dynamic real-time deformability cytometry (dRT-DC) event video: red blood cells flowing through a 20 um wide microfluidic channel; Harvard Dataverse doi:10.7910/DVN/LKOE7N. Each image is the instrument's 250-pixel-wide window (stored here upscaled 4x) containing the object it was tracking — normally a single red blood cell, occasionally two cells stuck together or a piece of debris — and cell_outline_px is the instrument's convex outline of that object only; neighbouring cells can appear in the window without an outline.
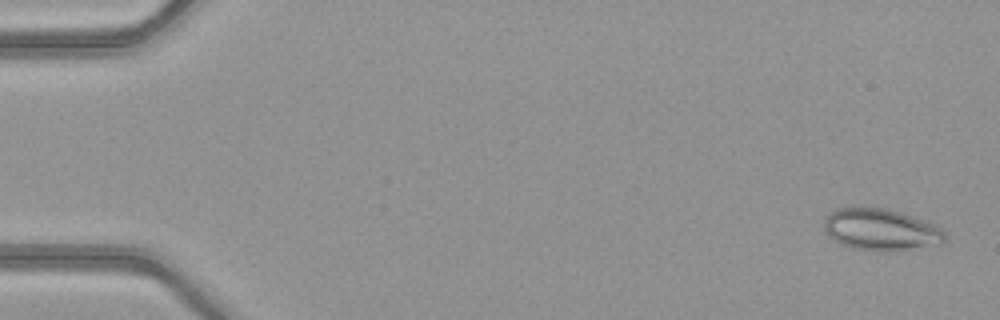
{"species": "common noctule bat (a hibernating species)", "species_latin": "Nyctalus noctula", "temperature_condition": "warm", "stored_images_in_passage": 52, "segment_of_instrument_passage": [1, 2], "camera_frame_rate_fps": 3000, "um_per_image_px": 0.085, "animal": {"sex": "female", "body_mass_g": 21.9}, "frame": {"image": 1, "passage_image": 2, "time_ms": 0.333, "image_size_px": [1000, 320], "cell_outline_px": [[944, 244], [892, 252], [876, 252], [852, 248], [840, 244], [828, 236], [824, 232], [824, 216], [836, 208], [884, 208], [900, 212], [912, 216], [932, 224], [940, 228], [944, 232]], "centroid_in_image_um": [74.84, 19.55], "position_along_channel_um": 10.2, "area_um2": 29.71}}
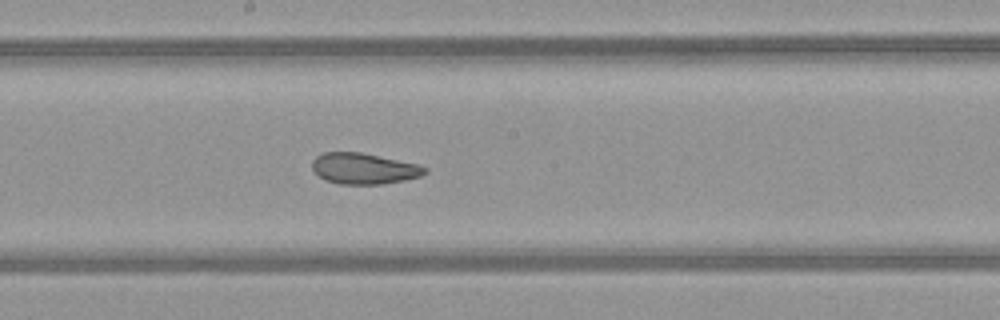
{"frame": {"image": 2, "passage_image": 28, "time_ms": 9.0, "image_size_px": [1000, 320], "cell_outline_px": [[428, 172], [420, 176], [404, 180], [380, 184], [340, 184], [324, 180], [312, 168], [312, 160], [316, 156], [324, 152], [360, 152], [420, 164], [428, 168]], "centroid_in_image_um": [30.95, 14.32], "position_along_channel_um": 217.3, "area_um2": 20.4}}
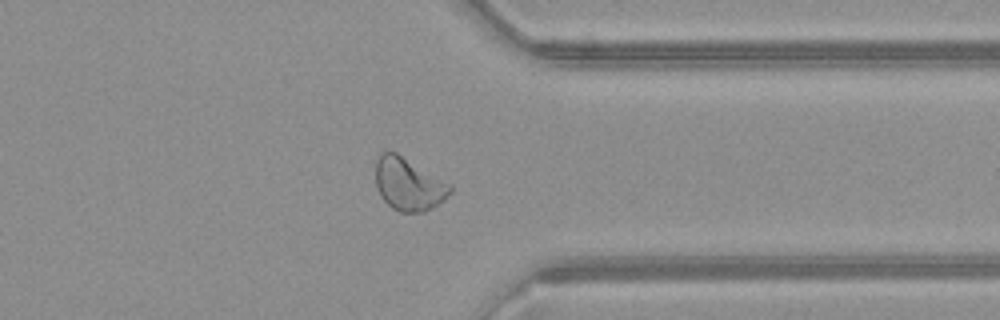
{"frame": {"image": 3, "passage_image": 40, "time_ms": 13.0, "image_size_px": [1000, 320], "cell_outline_px": [[452, 192], [444, 200], [432, 208], [424, 212], [400, 212], [392, 208], [380, 196], [376, 184], [376, 160], [380, 152], [396, 152], [452, 184]], "centroid_in_image_um": [34.74, 15.66], "position_along_channel_um": 376.7, "area_um2": 23.0}}